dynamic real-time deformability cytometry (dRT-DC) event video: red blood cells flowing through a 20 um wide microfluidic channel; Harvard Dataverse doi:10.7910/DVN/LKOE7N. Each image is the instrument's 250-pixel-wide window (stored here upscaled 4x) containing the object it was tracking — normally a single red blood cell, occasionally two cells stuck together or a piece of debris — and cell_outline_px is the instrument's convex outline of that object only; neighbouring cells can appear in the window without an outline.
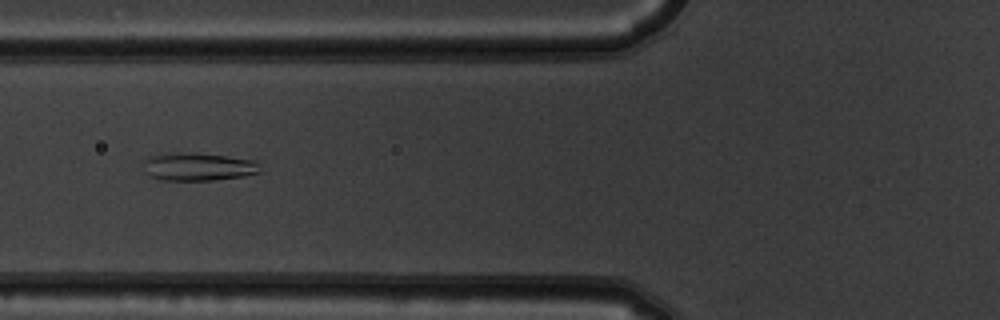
{"species": "common noctule bat (a hibernating species)", "species_latin": "Nyctalus noctula", "temperature_condition": "warm", "stored_images_in_passage": 9, "camera_frame_rate_fps": 3000, "um_per_image_px": 0.085, "animal": {"sex": "male", "body_mass_g": 19.5, "forearm_length_mm": 54.6}, "frame": {"image": 1, "passage_image": 6, "time_ms": 1.667, "image_size_px": [1000, 320], "cell_outline_px": [[260, 172], [244, 176], [212, 180], [164, 180], [148, 176], [144, 172], [144, 160], [160, 152], [192, 152], [256, 160]], "centroid_in_image_um": [16.78, 14.16], "position_along_channel_um": 109.0, "area_um2": 19.19}}
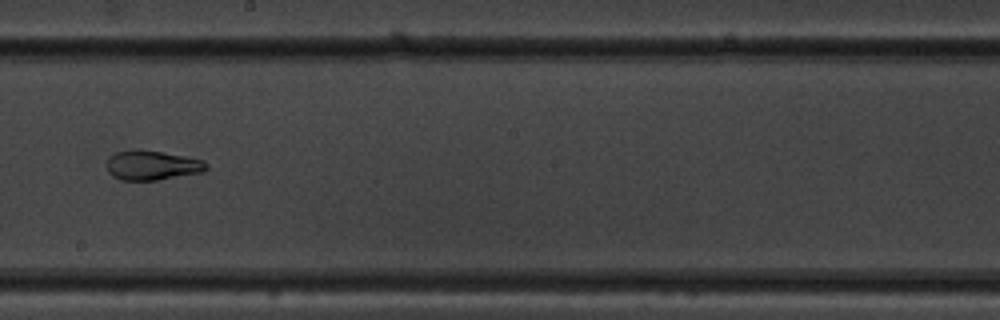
{"frame": {"image": 2, "passage_image": 9, "time_ms": 2.667, "image_size_px": [1000, 320], "cell_outline_px": [[208, 168], [204, 172], [156, 180], [120, 180], [112, 176], [108, 172], [108, 156], [116, 152], [132, 148], [140, 148], [184, 156], [204, 160], [208, 164]], "centroid_in_image_um": [12.92, 14.03], "position_along_channel_um": 235.3, "area_um2": 17.46}}